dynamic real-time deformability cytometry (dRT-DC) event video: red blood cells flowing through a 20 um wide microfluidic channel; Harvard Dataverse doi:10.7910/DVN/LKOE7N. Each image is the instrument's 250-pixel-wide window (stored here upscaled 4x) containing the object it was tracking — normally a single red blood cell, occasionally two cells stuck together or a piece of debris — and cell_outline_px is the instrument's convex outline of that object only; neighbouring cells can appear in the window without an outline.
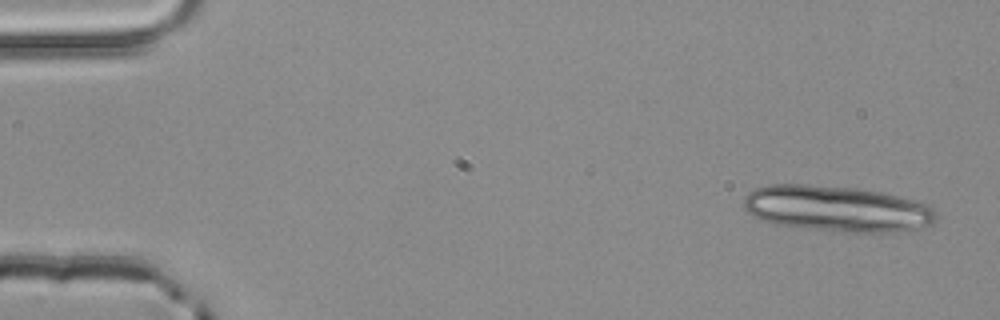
{"species": "common noctule bat (a hibernating species)", "species_latin": "Nyctalus noctula", "temperature_condition": "room temperature", "stored_images_in_passage": 5, "camera_frame_rate_fps": 3000, "um_per_image_px": 0.085, "animal": {"sex": "male", "body_mass_g": 20.4}, "frame": {"image": 1, "passage_image": 1, "time_ms": 0.0, "image_size_px": [1000, 320], "cell_outline_px": [[936, 220], [932, 224], [916, 228], [876, 236], [776, 224], [764, 220], [748, 212], [744, 208], [744, 196], [748, 192], [756, 188], [768, 184], [804, 184], [856, 188], [880, 192], [916, 200], [928, 204], [936, 212]], "centroid_in_image_um": [71.2, 17.76], "position_along_channel_um": 13.8, "area_um2": 52.14}}